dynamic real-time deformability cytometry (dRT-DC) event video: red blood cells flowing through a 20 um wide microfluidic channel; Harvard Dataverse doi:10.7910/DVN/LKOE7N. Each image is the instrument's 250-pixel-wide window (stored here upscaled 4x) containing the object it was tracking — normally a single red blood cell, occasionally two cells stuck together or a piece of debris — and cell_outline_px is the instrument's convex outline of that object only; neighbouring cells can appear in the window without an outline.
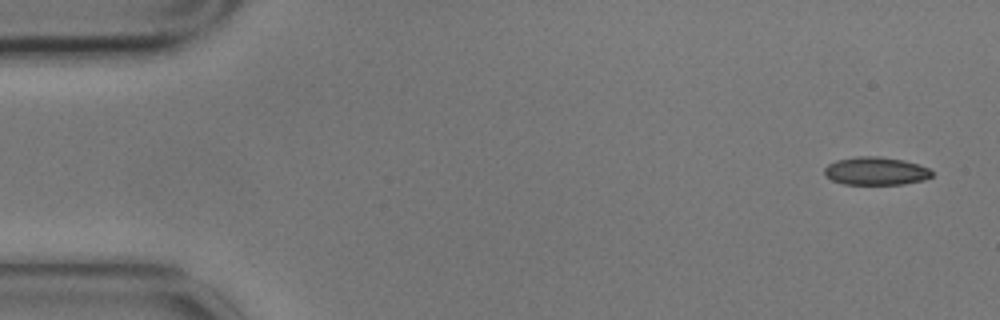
{"species": "common noctule bat (a hibernating species)", "species_latin": "Nyctalus noctula", "temperature_condition": "cold", "stored_images_in_passage": 6, "camera_frame_rate_fps": 3000, "um_per_image_px": 0.085, "animal": {"sex": "male", "body_mass_g": 17.9}, "frame": {"image": 1, "passage_image": 1, "time_ms": 0.0, "image_size_px": [1000, 320], "cell_outline_px": [[932, 176], [924, 180], [904, 184], [844, 184], [832, 180], [824, 172], [824, 168], [828, 164], [836, 160], [856, 156], [876, 156], [904, 160], [928, 168], [932, 172]], "centroid_in_image_um": [74.43, 14.53], "position_along_channel_um": 10.6, "area_um2": 17.46}}
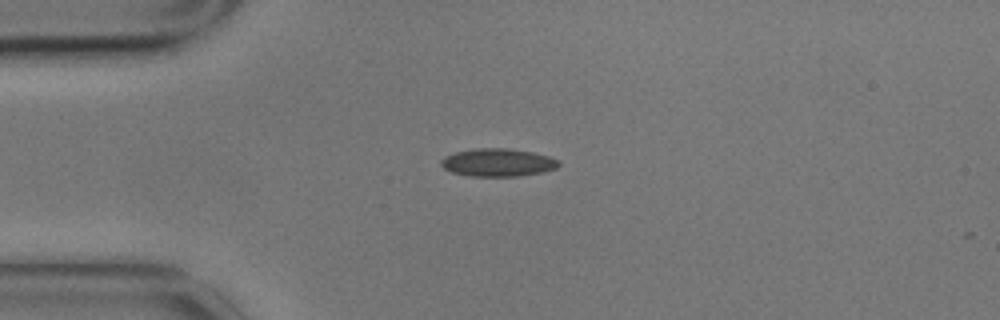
{"frame": {"image": 2, "passage_image": 4, "time_ms": 1.0, "image_size_px": [1000, 320], "cell_outline_px": [[560, 164], [556, 168], [544, 172], [516, 176], [468, 176], [452, 172], [444, 168], [440, 164], [440, 160], [444, 156], [456, 152], [476, 148], [508, 148], [532, 152], [548, 156], [560, 160]], "centroid_in_image_um": [42.31, 13.81], "position_along_channel_um": 42.7, "area_um2": 19.19}}